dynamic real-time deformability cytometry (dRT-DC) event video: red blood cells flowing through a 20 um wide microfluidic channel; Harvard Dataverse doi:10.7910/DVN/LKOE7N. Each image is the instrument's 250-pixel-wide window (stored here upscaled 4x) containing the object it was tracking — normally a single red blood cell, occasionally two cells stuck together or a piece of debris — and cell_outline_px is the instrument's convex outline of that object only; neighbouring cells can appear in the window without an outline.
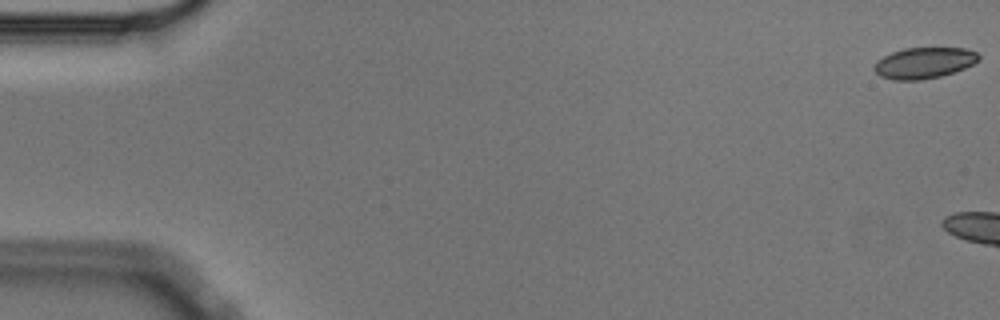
{"species": "Egyptian fruit bat (a non-hibernating species)", "species_latin": "Rousettus aegyptiacus", "temperature_condition": "cold", "stored_images_in_passage": 5, "camera_frame_rate_fps": 3000, "um_per_image_px": 0.085, "animal": {"sex": "male"}, "frame": {"image": 1, "passage_image": 1, "time_ms": 0.0, "image_size_px": [1000, 320], "cell_outline_px": [[980, 60], [964, 68], [940, 76], [920, 80], [892, 80], [880, 76], [872, 68], [876, 60], [892, 52], [904, 48], [964, 48], [976, 52], [980, 56]], "centroid_in_image_um": [78.51, 5.35], "position_along_channel_um": 6.5, "area_um2": 18.9}}